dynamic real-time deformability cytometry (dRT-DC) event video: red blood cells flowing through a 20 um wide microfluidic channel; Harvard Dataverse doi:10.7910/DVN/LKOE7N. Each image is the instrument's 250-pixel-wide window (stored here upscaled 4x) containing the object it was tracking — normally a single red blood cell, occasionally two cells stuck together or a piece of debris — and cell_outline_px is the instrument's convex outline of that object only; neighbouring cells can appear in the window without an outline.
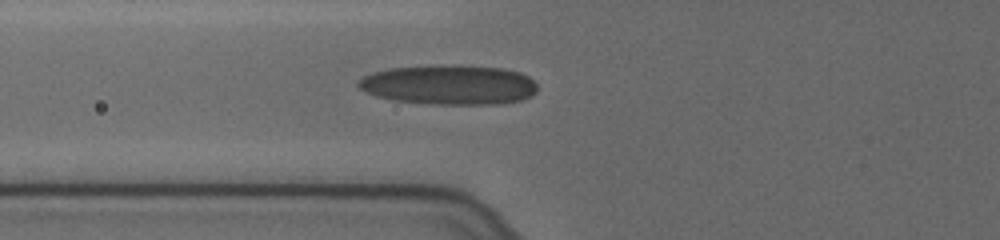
{"species": "human", "species_latin": "Homo sapiens", "temperature_condition": "cold", "stored_images_in_passage": 7, "camera_frame_rate_fps": 3000, "um_per_image_px": 0.085, "donor": {"sex": "female"}, "frame": {"image": 1, "passage_image": 4, "time_ms": 1.0, "image_size_px": [1000, 240], "cell_outline_px": [[536, 92], [532, 96], [520, 100], [500, 104], [432, 104], [392, 100], [376, 96], [360, 88], [356, 84], [364, 76], [372, 72], [388, 68], [432, 64], [460, 64], [504, 68], [520, 72], [528, 76], [536, 84]], "centroid_in_image_um": [38.18, 7.18], "position_along_channel_um": 87.6, "area_um2": 42.08}}
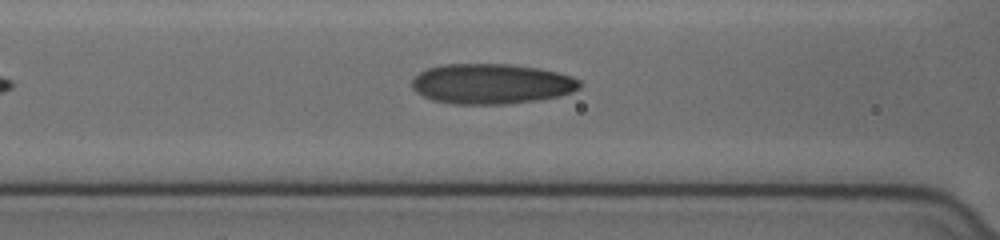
{"frame": {"image": 2, "passage_image": 6, "time_ms": 1.667, "image_size_px": [1000, 240], "cell_outline_px": [[580, 88], [572, 92], [560, 96], [536, 100], [508, 104], [452, 104], [432, 100], [416, 92], [412, 88], [412, 80], [420, 72], [428, 68], [440, 64], [512, 64], [540, 68], [572, 76], [580, 80]], "centroid_in_image_um": [41.78, 7.12], "position_along_channel_um": 124.8, "area_um2": 39.54}}